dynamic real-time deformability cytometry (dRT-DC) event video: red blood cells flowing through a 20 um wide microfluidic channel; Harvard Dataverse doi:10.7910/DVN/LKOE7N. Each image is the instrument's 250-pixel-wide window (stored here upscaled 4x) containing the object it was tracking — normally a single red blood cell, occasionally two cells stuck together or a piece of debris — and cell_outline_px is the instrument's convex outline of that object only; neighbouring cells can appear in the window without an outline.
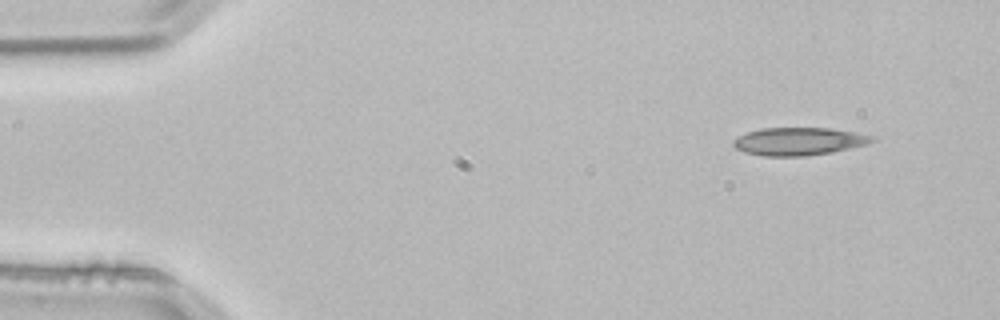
{"species": "common noctule bat (a hibernating species)", "species_latin": "Nyctalus noctula", "temperature_condition": "room temperature", "stored_images_in_passage": 4, "segment_of_instrument_passage": [2, 2], "camera_frame_rate_fps": 3000, "um_per_image_px": 0.085, "animal": {"sex": "male", "body_mass_g": 21.5, "forearm_length_mm": 52.0}, "frame": {"image": 1, "passage_image": 4, "time_ms": 1.0, "image_size_px": [1000, 320], "cell_outline_px": [[876, 140], [868, 144], [832, 152], [804, 156], [764, 156], [744, 152], [736, 148], [732, 144], [732, 140], [748, 132], [760, 128], [828, 128], [856, 132], [876, 136]], "centroid_in_image_um": [67.93, 12.01], "position_along_channel_um": 17.1, "area_um2": 22.54}}